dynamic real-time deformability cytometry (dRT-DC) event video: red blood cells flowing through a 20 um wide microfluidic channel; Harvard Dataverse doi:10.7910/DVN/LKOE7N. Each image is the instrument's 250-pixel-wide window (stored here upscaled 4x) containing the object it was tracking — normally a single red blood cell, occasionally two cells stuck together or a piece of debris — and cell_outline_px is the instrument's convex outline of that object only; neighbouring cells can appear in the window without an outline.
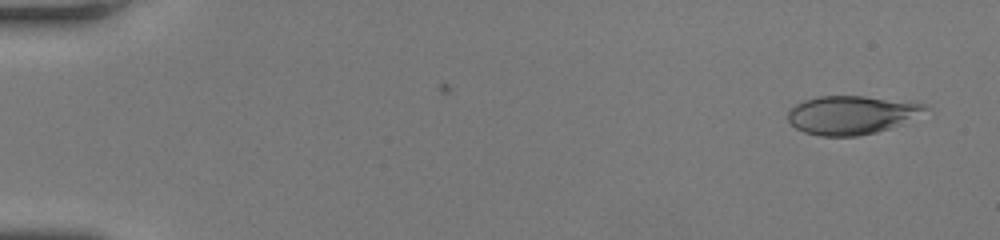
{"species": "human", "species_latin": "Homo sapiens", "temperature_condition": "room temperature", "stored_images_in_passage": 50, "camera_frame_rate_fps": 3000, "um_per_image_px": 0.085, "donor": {"sex": "female"}, "frame": {"image": 1, "passage_image": 3, "time_ms": 0.667, "image_size_px": [1000, 240], "cell_outline_px": [[932, 108], [888, 128], [876, 132], [856, 136], [820, 136], [804, 132], [796, 128], [788, 120], [788, 112], [796, 104], [804, 100], [816, 96], [864, 96], [924, 104]], "centroid_in_image_um": [72.31, 9.76], "position_along_channel_um": 12.7, "area_um2": 30.29}}
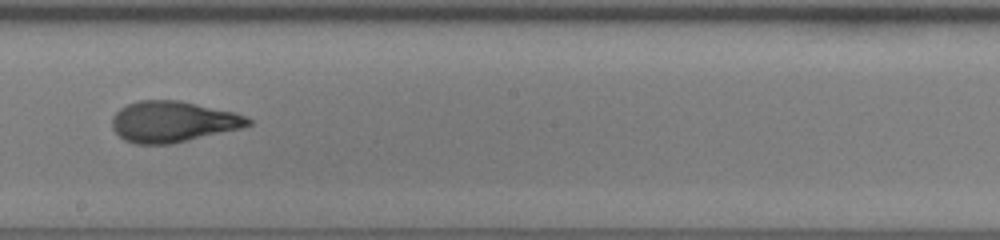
{"frame": {"image": 2, "passage_image": 30, "time_ms": 9.667, "image_size_px": [1000, 240], "cell_outline_px": [[252, 124], [240, 128], [168, 144], [136, 144], [124, 140], [112, 128], [112, 116], [120, 108], [128, 104], [140, 100], [180, 100], [236, 112], [252, 120]], "centroid_in_image_um": [14.67, 10.33], "position_along_channel_um": 233.5, "area_um2": 32.25}}
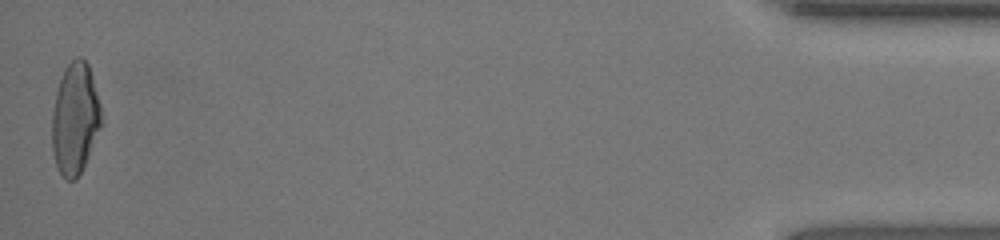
{"frame": {"image": 3, "passage_image": 50, "time_ms": 16.333, "image_size_px": [1000, 240], "cell_outline_px": [[104, 124], [76, 180], [68, 180], [56, 168], [52, 148], [52, 112], [56, 92], [64, 68], [76, 56], [80, 56], [88, 64], [92, 76], [100, 104]], "centroid_in_image_um": [6.39, 10.08], "position_along_channel_um": 428.8, "area_um2": 32.25}, "authors_computed_cell_mechanics": {"area_um2": 32.0501, "velocity_mm_per_s": 4.2401, "shape_relaxation_time_tau1_ms": 5.651, "shape_relaxation_time_tau2_ms": 1.0571, "deformation_change_tau1": 0.2428, "deformation_change_tau2": 0.0848}}